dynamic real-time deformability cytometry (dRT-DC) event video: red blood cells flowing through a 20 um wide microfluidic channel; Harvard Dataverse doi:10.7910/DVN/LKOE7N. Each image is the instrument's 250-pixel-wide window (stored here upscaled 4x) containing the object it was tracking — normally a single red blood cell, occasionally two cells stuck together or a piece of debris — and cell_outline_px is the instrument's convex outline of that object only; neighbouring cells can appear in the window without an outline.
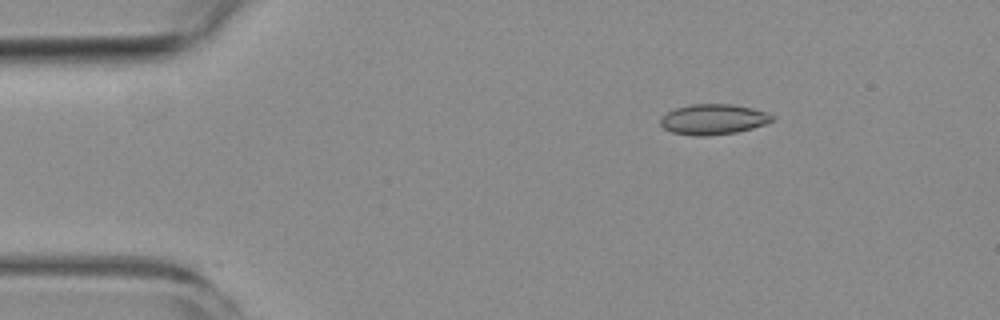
{"species": "common noctule bat (a hibernating species)", "species_latin": "Nyctalus noctula", "temperature_condition": "room temperature", "stored_images_in_passage": 6, "camera_frame_rate_fps": 3000, "um_per_image_px": 0.085, "animal": {"sex": "female", "body_mass_g": 19.3, "forearm_length_mm": 54.1}, "frame": {"image": 1, "passage_image": 3, "time_ms": 2.333, "image_size_px": [1000, 320], "cell_outline_px": [[776, 120], [752, 128], [736, 132], [708, 136], [696, 136], [672, 132], [664, 128], [660, 124], [660, 120], [668, 112], [676, 108], [692, 104], [732, 104], [752, 108], [764, 112], [772, 116]], "centroid_in_image_um": [60.63, 10.15], "position_along_channel_um": 24.4, "area_um2": 19.59}}
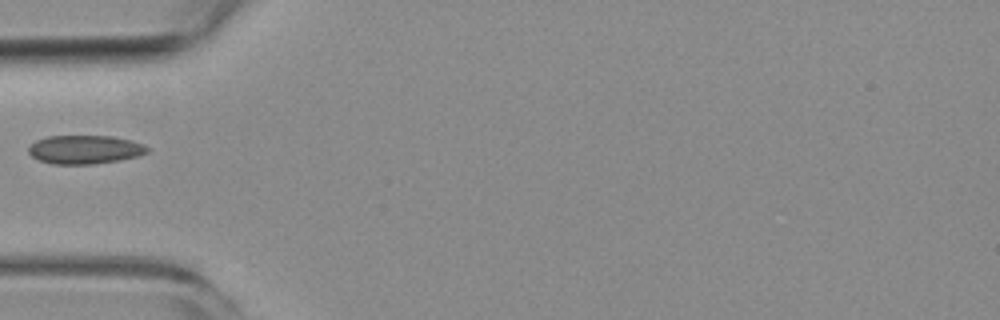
{"frame": {"image": 2, "passage_image": 6, "time_ms": 5.667, "image_size_px": [1000, 320], "cell_outline_px": [[152, 148], [148, 152], [136, 156], [120, 160], [92, 164], [52, 164], [40, 160], [32, 156], [28, 152], [28, 148], [36, 140], [48, 136], [112, 136], [132, 140], [144, 144]], "centroid_in_image_um": [7.25, 12.7], "position_along_channel_um": 77.8, "area_um2": 19.88}}